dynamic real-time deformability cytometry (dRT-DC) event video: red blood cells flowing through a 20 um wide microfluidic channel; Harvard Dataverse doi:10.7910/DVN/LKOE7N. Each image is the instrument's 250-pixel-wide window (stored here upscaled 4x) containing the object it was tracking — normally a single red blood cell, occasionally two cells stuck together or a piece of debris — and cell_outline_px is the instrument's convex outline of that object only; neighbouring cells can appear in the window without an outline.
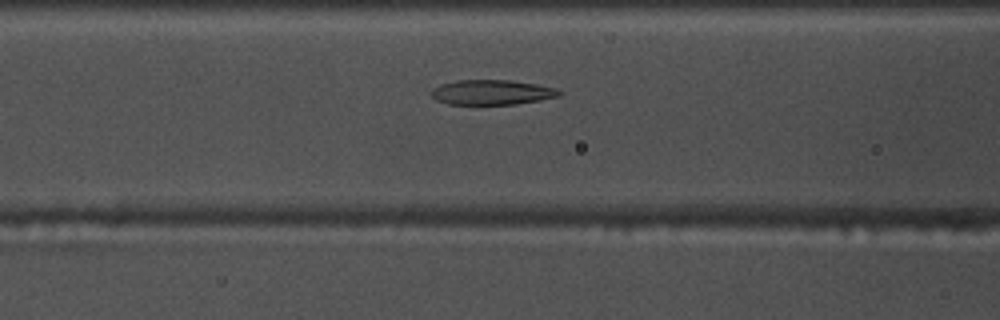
{"species": "common noctule bat (a hibernating species)", "species_latin": "Nyctalus noctula", "temperature_condition": "warm", "stored_images_in_passage": 42, "camera_frame_rate_fps": 3000, "um_per_image_px": 0.085, "animal": {"sex": "male", "body_mass_g": 17.5, "forearm_length_mm": 52.3}, "frame": {"image": 1, "passage_image": 9, "time_ms": 2.667, "image_size_px": [1000, 320], "cell_outline_px": [[560, 96], [540, 100], [516, 104], [448, 104], [436, 100], [432, 96], [432, 88], [440, 84], [456, 80], [508, 80], [536, 84], [556, 88], [560, 92]], "centroid_in_image_um": [41.78, 7.84], "position_along_channel_um": 124.8, "area_um2": 18.5}}
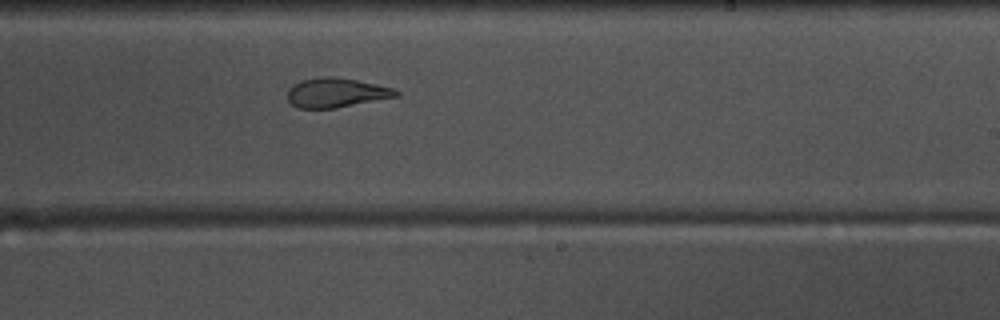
{"frame": {"image": 2, "passage_image": 20, "time_ms": 6.333, "image_size_px": [1000, 320], "cell_outline_px": [[400, 96], [336, 108], [296, 108], [288, 100], [288, 88], [292, 84], [300, 80], [320, 76], [332, 76], [356, 80], [376, 84], [392, 88], [400, 92]], "centroid_in_image_um": [28.56, 7.87], "position_along_channel_um": 260.4, "area_um2": 18.79}}
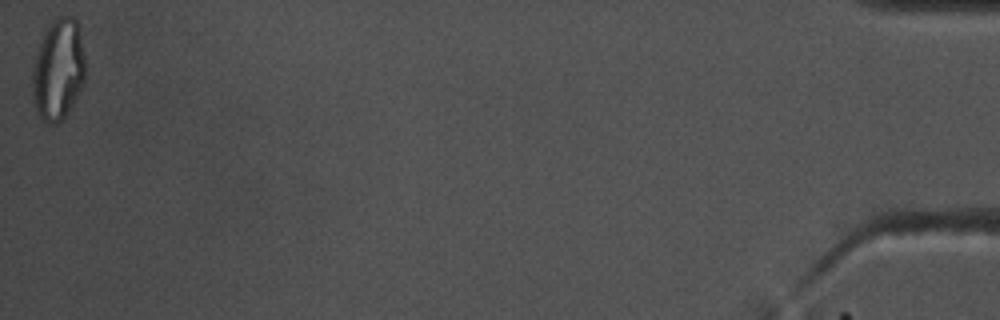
{"frame": {"image": 3, "passage_image": 42, "time_ms": 13.667, "image_size_px": [1000, 320], "cell_outline_px": [[88, 76], [80, 92], [64, 116], [56, 124], [48, 124], [40, 116], [36, 108], [32, 92], [32, 76], [36, 52], [44, 32], [48, 24], [56, 16], [72, 16], [76, 20], [84, 56]], "centroid_in_image_um": [4.97, 5.9], "position_along_channel_um": 430.2, "area_um2": 31.33}, "authors_computed_cell_mechanics": {"area_um2": 19.9121, "velocity_mm_per_s": 3.7113, "shape_relaxation_time_tau1_ms": null, "shape_relaxation_time_tau2_ms": 1.8771, "deformation_change_tau1": null, "deformation_change_tau2": 0.1005}}